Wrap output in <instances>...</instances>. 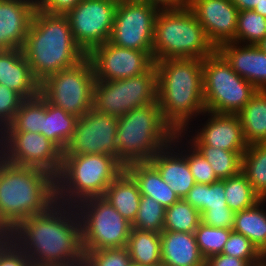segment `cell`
<instances>
[{"label": "cell", "mask_w": 266, "mask_h": 266, "mask_svg": "<svg viewBox=\"0 0 266 266\" xmlns=\"http://www.w3.org/2000/svg\"><path fill=\"white\" fill-rule=\"evenodd\" d=\"M82 0H36V9L49 13L65 15Z\"/></svg>", "instance_id": "45"}, {"label": "cell", "mask_w": 266, "mask_h": 266, "mask_svg": "<svg viewBox=\"0 0 266 266\" xmlns=\"http://www.w3.org/2000/svg\"><path fill=\"white\" fill-rule=\"evenodd\" d=\"M260 0H231L239 11L253 10Z\"/></svg>", "instance_id": "48"}, {"label": "cell", "mask_w": 266, "mask_h": 266, "mask_svg": "<svg viewBox=\"0 0 266 266\" xmlns=\"http://www.w3.org/2000/svg\"><path fill=\"white\" fill-rule=\"evenodd\" d=\"M124 170L136 182L142 196H149L165 208L172 206L180 198L162 180L158 170L148 162H133L124 166Z\"/></svg>", "instance_id": "24"}, {"label": "cell", "mask_w": 266, "mask_h": 266, "mask_svg": "<svg viewBox=\"0 0 266 266\" xmlns=\"http://www.w3.org/2000/svg\"><path fill=\"white\" fill-rule=\"evenodd\" d=\"M184 200L202 214L207 209L228 207L224 179L212 184H195Z\"/></svg>", "instance_id": "35"}, {"label": "cell", "mask_w": 266, "mask_h": 266, "mask_svg": "<svg viewBox=\"0 0 266 266\" xmlns=\"http://www.w3.org/2000/svg\"><path fill=\"white\" fill-rule=\"evenodd\" d=\"M159 11L137 0L118 3L109 42L122 48L145 51L152 58L155 20Z\"/></svg>", "instance_id": "13"}, {"label": "cell", "mask_w": 266, "mask_h": 266, "mask_svg": "<svg viewBox=\"0 0 266 266\" xmlns=\"http://www.w3.org/2000/svg\"><path fill=\"white\" fill-rule=\"evenodd\" d=\"M211 165L219 180L238 175L245 151H228L212 146H193Z\"/></svg>", "instance_id": "32"}, {"label": "cell", "mask_w": 266, "mask_h": 266, "mask_svg": "<svg viewBox=\"0 0 266 266\" xmlns=\"http://www.w3.org/2000/svg\"><path fill=\"white\" fill-rule=\"evenodd\" d=\"M253 11L266 18V0H260L259 4L254 7Z\"/></svg>", "instance_id": "49"}, {"label": "cell", "mask_w": 266, "mask_h": 266, "mask_svg": "<svg viewBox=\"0 0 266 266\" xmlns=\"http://www.w3.org/2000/svg\"><path fill=\"white\" fill-rule=\"evenodd\" d=\"M157 102L163 119L176 133L187 134L193 116L206 114L202 59L155 61Z\"/></svg>", "instance_id": "2"}, {"label": "cell", "mask_w": 266, "mask_h": 266, "mask_svg": "<svg viewBox=\"0 0 266 266\" xmlns=\"http://www.w3.org/2000/svg\"><path fill=\"white\" fill-rule=\"evenodd\" d=\"M141 196L136 182L124 170L112 181L102 197L132 224L138 213Z\"/></svg>", "instance_id": "25"}, {"label": "cell", "mask_w": 266, "mask_h": 266, "mask_svg": "<svg viewBox=\"0 0 266 266\" xmlns=\"http://www.w3.org/2000/svg\"><path fill=\"white\" fill-rule=\"evenodd\" d=\"M22 50L39 83L87 56L76 43L65 15L38 9L34 12Z\"/></svg>", "instance_id": "4"}, {"label": "cell", "mask_w": 266, "mask_h": 266, "mask_svg": "<svg viewBox=\"0 0 266 266\" xmlns=\"http://www.w3.org/2000/svg\"><path fill=\"white\" fill-rule=\"evenodd\" d=\"M83 252L85 266H133L126 247Z\"/></svg>", "instance_id": "39"}, {"label": "cell", "mask_w": 266, "mask_h": 266, "mask_svg": "<svg viewBox=\"0 0 266 266\" xmlns=\"http://www.w3.org/2000/svg\"><path fill=\"white\" fill-rule=\"evenodd\" d=\"M266 36V18L253 10L239 11L234 42L257 45Z\"/></svg>", "instance_id": "36"}, {"label": "cell", "mask_w": 266, "mask_h": 266, "mask_svg": "<svg viewBox=\"0 0 266 266\" xmlns=\"http://www.w3.org/2000/svg\"><path fill=\"white\" fill-rule=\"evenodd\" d=\"M36 0H0V50L22 49Z\"/></svg>", "instance_id": "19"}, {"label": "cell", "mask_w": 266, "mask_h": 266, "mask_svg": "<svg viewBox=\"0 0 266 266\" xmlns=\"http://www.w3.org/2000/svg\"><path fill=\"white\" fill-rule=\"evenodd\" d=\"M257 46L266 53V36L260 43L257 44Z\"/></svg>", "instance_id": "52"}, {"label": "cell", "mask_w": 266, "mask_h": 266, "mask_svg": "<svg viewBox=\"0 0 266 266\" xmlns=\"http://www.w3.org/2000/svg\"><path fill=\"white\" fill-rule=\"evenodd\" d=\"M166 208L149 196H141L140 206L132 228L161 233L164 227Z\"/></svg>", "instance_id": "37"}, {"label": "cell", "mask_w": 266, "mask_h": 266, "mask_svg": "<svg viewBox=\"0 0 266 266\" xmlns=\"http://www.w3.org/2000/svg\"><path fill=\"white\" fill-rule=\"evenodd\" d=\"M150 4L159 10L180 9L186 7L188 3L185 0H137Z\"/></svg>", "instance_id": "47"}, {"label": "cell", "mask_w": 266, "mask_h": 266, "mask_svg": "<svg viewBox=\"0 0 266 266\" xmlns=\"http://www.w3.org/2000/svg\"><path fill=\"white\" fill-rule=\"evenodd\" d=\"M116 7L111 0H82L65 14L76 43L86 55L109 41Z\"/></svg>", "instance_id": "14"}, {"label": "cell", "mask_w": 266, "mask_h": 266, "mask_svg": "<svg viewBox=\"0 0 266 266\" xmlns=\"http://www.w3.org/2000/svg\"><path fill=\"white\" fill-rule=\"evenodd\" d=\"M201 214L184 199H179L165 211L163 231L194 233Z\"/></svg>", "instance_id": "34"}, {"label": "cell", "mask_w": 266, "mask_h": 266, "mask_svg": "<svg viewBox=\"0 0 266 266\" xmlns=\"http://www.w3.org/2000/svg\"><path fill=\"white\" fill-rule=\"evenodd\" d=\"M232 231L228 228H215L200 222L194 234L202 256L207 259L212 255L221 254Z\"/></svg>", "instance_id": "38"}, {"label": "cell", "mask_w": 266, "mask_h": 266, "mask_svg": "<svg viewBox=\"0 0 266 266\" xmlns=\"http://www.w3.org/2000/svg\"><path fill=\"white\" fill-rule=\"evenodd\" d=\"M241 172L260 198L266 199V143L248 145L242 155Z\"/></svg>", "instance_id": "30"}, {"label": "cell", "mask_w": 266, "mask_h": 266, "mask_svg": "<svg viewBox=\"0 0 266 266\" xmlns=\"http://www.w3.org/2000/svg\"><path fill=\"white\" fill-rule=\"evenodd\" d=\"M176 134L163 119L158 102L134 108L118 118V160L124 166L133 162H148L171 144Z\"/></svg>", "instance_id": "5"}, {"label": "cell", "mask_w": 266, "mask_h": 266, "mask_svg": "<svg viewBox=\"0 0 266 266\" xmlns=\"http://www.w3.org/2000/svg\"><path fill=\"white\" fill-rule=\"evenodd\" d=\"M187 6L215 49L235 41L239 10L231 0H191Z\"/></svg>", "instance_id": "17"}, {"label": "cell", "mask_w": 266, "mask_h": 266, "mask_svg": "<svg viewBox=\"0 0 266 266\" xmlns=\"http://www.w3.org/2000/svg\"><path fill=\"white\" fill-rule=\"evenodd\" d=\"M237 115L248 145L266 143V90H257Z\"/></svg>", "instance_id": "26"}, {"label": "cell", "mask_w": 266, "mask_h": 266, "mask_svg": "<svg viewBox=\"0 0 266 266\" xmlns=\"http://www.w3.org/2000/svg\"><path fill=\"white\" fill-rule=\"evenodd\" d=\"M251 263L248 260L240 259L225 254H216L208 257L205 261V266H249Z\"/></svg>", "instance_id": "46"}, {"label": "cell", "mask_w": 266, "mask_h": 266, "mask_svg": "<svg viewBox=\"0 0 266 266\" xmlns=\"http://www.w3.org/2000/svg\"><path fill=\"white\" fill-rule=\"evenodd\" d=\"M249 266H266V255H264L259 261L251 263Z\"/></svg>", "instance_id": "51"}, {"label": "cell", "mask_w": 266, "mask_h": 266, "mask_svg": "<svg viewBox=\"0 0 266 266\" xmlns=\"http://www.w3.org/2000/svg\"><path fill=\"white\" fill-rule=\"evenodd\" d=\"M183 135L185 134L177 133L171 144L156 153L149 160L160 173L162 180L170 186V189L180 199H184L187 193L196 184L187 159L178 148V145H181L179 143L182 142L180 139L183 138ZM176 148H178V150H176Z\"/></svg>", "instance_id": "20"}, {"label": "cell", "mask_w": 266, "mask_h": 266, "mask_svg": "<svg viewBox=\"0 0 266 266\" xmlns=\"http://www.w3.org/2000/svg\"><path fill=\"white\" fill-rule=\"evenodd\" d=\"M216 51L240 77L258 90H266V53L257 45L229 42Z\"/></svg>", "instance_id": "21"}, {"label": "cell", "mask_w": 266, "mask_h": 266, "mask_svg": "<svg viewBox=\"0 0 266 266\" xmlns=\"http://www.w3.org/2000/svg\"><path fill=\"white\" fill-rule=\"evenodd\" d=\"M94 70L85 56L75 65L49 75L39 85V94L50 104L82 117L93 107Z\"/></svg>", "instance_id": "9"}, {"label": "cell", "mask_w": 266, "mask_h": 266, "mask_svg": "<svg viewBox=\"0 0 266 266\" xmlns=\"http://www.w3.org/2000/svg\"><path fill=\"white\" fill-rule=\"evenodd\" d=\"M118 118L93 107L77 118L72 139L63 155L105 154L118 159L116 146Z\"/></svg>", "instance_id": "15"}, {"label": "cell", "mask_w": 266, "mask_h": 266, "mask_svg": "<svg viewBox=\"0 0 266 266\" xmlns=\"http://www.w3.org/2000/svg\"><path fill=\"white\" fill-rule=\"evenodd\" d=\"M257 90L240 77L217 51L203 60L205 111L237 114Z\"/></svg>", "instance_id": "8"}, {"label": "cell", "mask_w": 266, "mask_h": 266, "mask_svg": "<svg viewBox=\"0 0 266 266\" xmlns=\"http://www.w3.org/2000/svg\"><path fill=\"white\" fill-rule=\"evenodd\" d=\"M75 207L81 221L83 251L127 246L132 225L102 196Z\"/></svg>", "instance_id": "10"}, {"label": "cell", "mask_w": 266, "mask_h": 266, "mask_svg": "<svg viewBox=\"0 0 266 266\" xmlns=\"http://www.w3.org/2000/svg\"><path fill=\"white\" fill-rule=\"evenodd\" d=\"M111 1H114L118 4V3H121V2L126 1V0H111Z\"/></svg>", "instance_id": "53"}, {"label": "cell", "mask_w": 266, "mask_h": 266, "mask_svg": "<svg viewBox=\"0 0 266 266\" xmlns=\"http://www.w3.org/2000/svg\"><path fill=\"white\" fill-rule=\"evenodd\" d=\"M44 124V98L38 94L24 99L13 120L1 132H32L42 134Z\"/></svg>", "instance_id": "31"}, {"label": "cell", "mask_w": 266, "mask_h": 266, "mask_svg": "<svg viewBox=\"0 0 266 266\" xmlns=\"http://www.w3.org/2000/svg\"><path fill=\"white\" fill-rule=\"evenodd\" d=\"M222 254L248 260L250 263H255L264 256L248 238L234 231L230 233Z\"/></svg>", "instance_id": "40"}, {"label": "cell", "mask_w": 266, "mask_h": 266, "mask_svg": "<svg viewBox=\"0 0 266 266\" xmlns=\"http://www.w3.org/2000/svg\"><path fill=\"white\" fill-rule=\"evenodd\" d=\"M93 108L119 118L128 111L157 103V72L153 64L145 73L113 81H95Z\"/></svg>", "instance_id": "11"}, {"label": "cell", "mask_w": 266, "mask_h": 266, "mask_svg": "<svg viewBox=\"0 0 266 266\" xmlns=\"http://www.w3.org/2000/svg\"><path fill=\"white\" fill-rule=\"evenodd\" d=\"M77 117L44 99V124L42 134L64 151L72 139Z\"/></svg>", "instance_id": "28"}, {"label": "cell", "mask_w": 266, "mask_h": 266, "mask_svg": "<svg viewBox=\"0 0 266 266\" xmlns=\"http://www.w3.org/2000/svg\"><path fill=\"white\" fill-rule=\"evenodd\" d=\"M262 199L251 208L235 212L232 230L248 238L257 249L266 255V212L263 210Z\"/></svg>", "instance_id": "27"}, {"label": "cell", "mask_w": 266, "mask_h": 266, "mask_svg": "<svg viewBox=\"0 0 266 266\" xmlns=\"http://www.w3.org/2000/svg\"><path fill=\"white\" fill-rule=\"evenodd\" d=\"M224 189L227 206L233 212L251 208L262 200L242 172L224 179Z\"/></svg>", "instance_id": "33"}, {"label": "cell", "mask_w": 266, "mask_h": 266, "mask_svg": "<svg viewBox=\"0 0 266 266\" xmlns=\"http://www.w3.org/2000/svg\"><path fill=\"white\" fill-rule=\"evenodd\" d=\"M123 171L124 165L112 155H63L56 177L57 202L77 206L86 199L101 197Z\"/></svg>", "instance_id": "6"}, {"label": "cell", "mask_w": 266, "mask_h": 266, "mask_svg": "<svg viewBox=\"0 0 266 266\" xmlns=\"http://www.w3.org/2000/svg\"><path fill=\"white\" fill-rule=\"evenodd\" d=\"M188 145L185 143L187 149L181 152L187 159L195 183L209 185L219 181L207 160L189 142Z\"/></svg>", "instance_id": "41"}, {"label": "cell", "mask_w": 266, "mask_h": 266, "mask_svg": "<svg viewBox=\"0 0 266 266\" xmlns=\"http://www.w3.org/2000/svg\"><path fill=\"white\" fill-rule=\"evenodd\" d=\"M161 263L168 266H205L194 233L162 231Z\"/></svg>", "instance_id": "23"}, {"label": "cell", "mask_w": 266, "mask_h": 266, "mask_svg": "<svg viewBox=\"0 0 266 266\" xmlns=\"http://www.w3.org/2000/svg\"><path fill=\"white\" fill-rule=\"evenodd\" d=\"M95 81H113L145 73L153 59L145 52L122 48L109 41L93 49L88 55Z\"/></svg>", "instance_id": "16"}, {"label": "cell", "mask_w": 266, "mask_h": 266, "mask_svg": "<svg viewBox=\"0 0 266 266\" xmlns=\"http://www.w3.org/2000/svg\"><path fill=\"white\" fill-rule=\"evenodd\" d=\"M157 266H168V265H165V264H163V263H160V264H158Z\"/></svg>", "instance_id": "54"}, {"label": "cell", "mask_w": 266, "mask_h": 266, "mask_svg": "<svg viewBox=\"0 0 266 266\" xmlns=\"http://www.w3.org/2000/svg\"><path fill=\"white\" fill-rule=\"evenodd\" d=\"M205 113L210 116L206 124L187 142L192 146H212L228 151H245L248 148L237 114Z\"/></svg>", "instance_id": "18"}, {"label": "cell", "mask_w": 266, "mask_h": 266, "mask_svg": "<svg viewBox=\"0 0 266 266\" xmlns=\"http://www.w3.org/2000/svg\"><path fill=\"white\" fill-rule=\"evenodd\" d=\"M23 100L18 92L0 84V132L13 120Z\"/></svg>", "instance_id": "42"}, {"label": "cell", "mask_w": 266, "mask_h": 266, "mask_svg": "<svg viewBox=\"0 0 266 266\" xmlns=\"http://www.w3.org/2000/svg\"><path fill=\"white\" fill-rule=\"evenodd\" d=\"M126 248L133 266H157L161 263L160 233L132 228Z\"/></svg>", "instance_id": "29"}, {"label": "cell", "mask_w": 266, "mask_h": 266, "mask_svg": "<svg viewBox=\"0 0 266 266\" xmlns=\"http://www.w3.org/2000/svg\"><path fill=\"white\" fill-rule=\"evenodd\" d=\"M235 212L229 207L207 209L201 214V222L215 227V228H228L234 226Z\"/></svg>", "instance_id": "43"}, {"label": "cell", "mask_w": 266, "mask_h": 266, "mask_svg": "<svg viewBox=\"0 0 266 266\" xmlns=\"http://www.w3.org/2000/svg\"><path fill=\"white\" fill-rule=\"evenodd\" d=\"M216 51L188 6L160 10L154 27L153 61L202 59Z\"/></svg>", "instance_id": "7"}, {"label": "cell", "mask_w": 266, "mask_h": 266, "mask_svg": "<svg viewBox=\"0 0 266 266\" xmlns=\"http://www.w3.org/2000/svg\"><path fill=\"white\" fill-rule=\"evenodd\" d=\"M9 233L33 266L84 263L81 221L75 206L57 202L48 211L20 221Z\"/></svg>", "instance_id": "1"}, {"label": "cell", "mask_w": 266, "mask_h": 266, "mask_svg": "<svg viewBox=\"0 0 266 266\" xmlns=\"http://www.w3.org/2000/svg\"><path fill=\"white\" fill-rule=\"evenodd\" d=\"M0 84L15 90L24 99L39 94L40 83L33 77L22 49L0 50Z\"/></svg>", "instance_id": "22"}, {"label": "cell", "mask_w": 266, "mask_h": 266, "mask_svg": "<svg viewBox=\"0 0 266 266\" xmlns=\"http://www.w3.org/2000/svg\"><path fill=\"white\" fill-rule=\"evenodd\" d=\"M0 157L8 163L40 168L57 177L63 151L43 134L0 132Z\"/></svg>", "instance_id": "12"}, {"label": "cell", "mask_w": 266, "mask_h": 266, "mask_svg": "<svg viewBox=\"0 0 266 266\" xmlns=\"http://www.w3.org/2000/svg\"><path fill=\"white\" fill-rule=\"evenodd\" d=\"M10 239V233L0 228V248Z\"/></svg>", "instance_id": "50"}, {"label": "cell", "mask_w": 266, "mask_h": 266, "mask_svg": "<svg viewBox=\"0 0 266 266\" xmlns=\"http://www.w3.org/2000/svg\"><path fill=\"white\" fill-rule=\"evenodd\" d=\"M0 266H33L32 261L11 239L0 248Z\"/></svg>", "instance_id": "44"}, {"label": "cell", "mask_w": 266, "mask_h": 266, "mask_svg": "<svg viewBox=\"0 0 266 266\" xmlns=\"http://www.w3.org/2000/svg\"><path fill=\"white\" fill-rule=\"evenodd\" d=\"M57 203L56 177L49 172L8 163L0 157V228L10 232L20 221Z\"/></svg>", "instance_id": "3"}]
</instances>
